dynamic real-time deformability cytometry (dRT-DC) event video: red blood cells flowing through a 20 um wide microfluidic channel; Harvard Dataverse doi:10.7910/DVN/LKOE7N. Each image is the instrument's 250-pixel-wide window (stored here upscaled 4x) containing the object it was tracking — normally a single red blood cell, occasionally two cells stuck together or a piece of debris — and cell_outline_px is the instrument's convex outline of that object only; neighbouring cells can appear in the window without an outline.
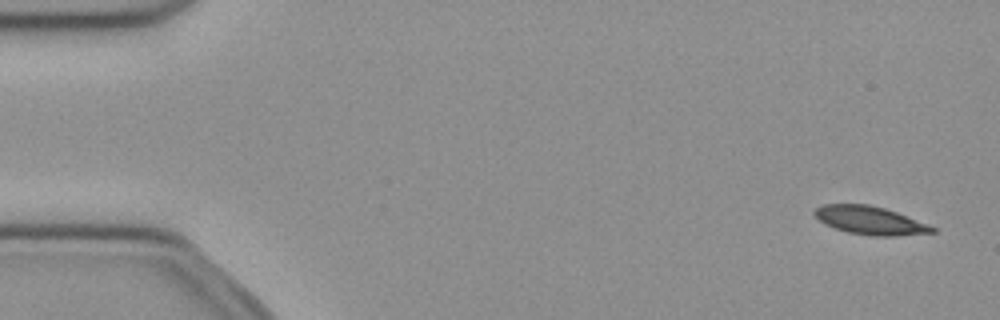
{"species": "common noctule bat (a hibernating species)", "species_latin": "Nyctalus noctula", "temperature_condition": "cold", "stored_images_in_passage": 51, "camera_frame_rate_fps": 3000, "um_per_image_px": 0.085, "animal": {"sex": "female", "body_mass_g": 21.9}, "frame": {"image": 1, "passage_image": 2, "time_ms": 0.333, "image_size_px": [1000, 320], "cell_outline_px": [[936, 232], [896, 236], [872, 236], [848, 232], [824, 224], [812, 212], [816, 208], [824, 204], [868, 204], [884, 208], [896, 212], [936, 228]], "centroid_in_image_um": [73.93, 18.73], "position_along_channel_um": 11.1, "area_um2": 19.13}}
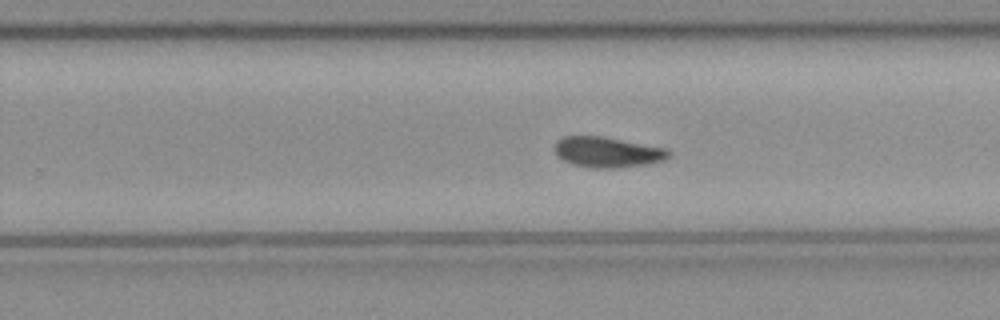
{"frame": {"image": 2, "passage_image": 32, "time_ms": 10.333, "image_size_px": [1000, 320], "cell_outline_px": [[672, 156], [664, 160], [648, 164], [616, 168], [592, 168], [572, 164], [556, 156], [552, 148], [556, 140], [564, 136], [604, 136], [668, 148], [672, 152]], "centroid_in_image_um": [51.64, 12.92], "position_along_channel_um": 278.2, "area_um2": 20.81}}
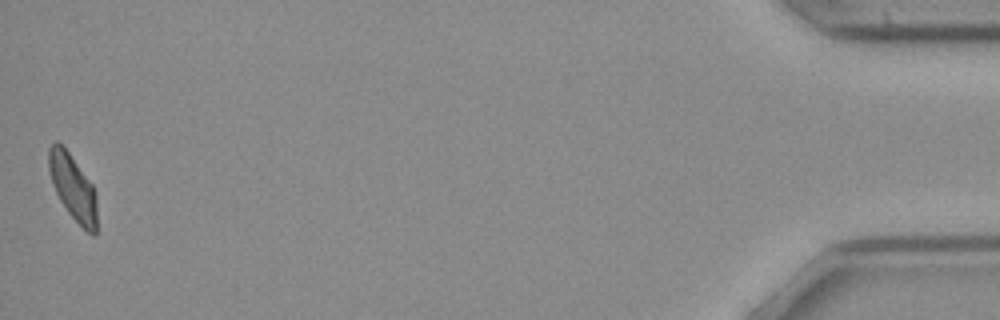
{"frame": {"image": 3, "passage_image": 51, "time_ms": 16.667, "image_size_px": [1000, 320], "cell_outline_px": [[96, 236], [92, 236], [68, 212], [60, 200], [56, 192], [48, 168], [48, 148], [56, 140], [68, 152], [92, 184], [96, 196]], "centroid_in_image_um": [6.19, 15.93], "position_along_channel_um": 429.0, "area_um2": 18.03}, "authors_computed_cell_mechanics": {"area_um2": 19.7676, "velocity_mm_per_s": 3.9542, "shape_relaxation_time_tau1_ms": 4.0012, "shape_relaxation_time_tau2_ms": null, "deformation_change_tau1": 0.1194, "deformation_change_tau2": null}}